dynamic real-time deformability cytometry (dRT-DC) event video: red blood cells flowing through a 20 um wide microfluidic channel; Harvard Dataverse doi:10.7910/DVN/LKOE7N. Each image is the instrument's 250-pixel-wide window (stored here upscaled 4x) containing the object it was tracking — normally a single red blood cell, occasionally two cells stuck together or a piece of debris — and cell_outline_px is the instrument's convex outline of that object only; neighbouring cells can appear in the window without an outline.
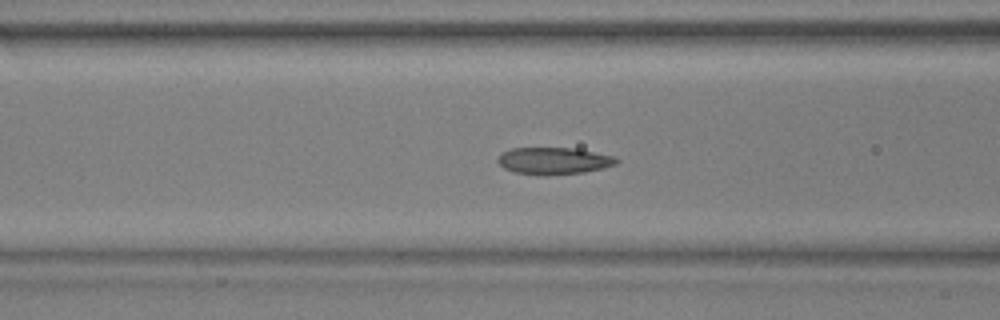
{"species": "common noctule bat (a hibernating species)", "species_latin": "Nyctalus noctula", "temperature_condition": "warm", "stored_images_in_passage": 39, "camera_frame_rate_fps": 3000, "um_per_image_px": 0.085, "animal": {"sex": "male", "body_mass_g": 17.9, "forearm_length_mm": 54.2}, "frame": {"image": 1, "passage_image": 20, "time_ms": 6.333, "image_size_px": [1000, 320], "cell_outline_px": [[620, 160], [616, 164], [604, 168], [584, 172], [548, 176], [544, 176], [516, 172], [504, 168], [496, 160], [500, 152], [512, 148], [576, 148], [612, 156]], "centroid_in_image_um": [47.05, 13.67], "position_along_channel_um": 119.6, "area_um2": 18.79}}
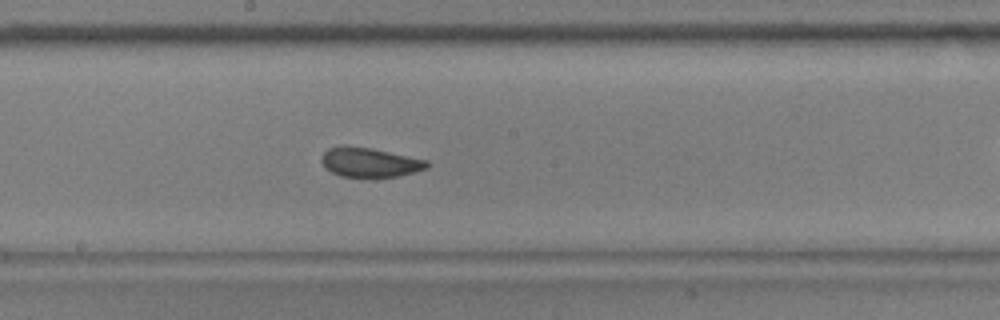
{"frame": {"image": 2, "passage_image": 28, "time_ms": 9.0, "image_size_px": [1000, 320], "cell_outline_px": [[428, 168], [396, 176], [340, 176], [324, 168], [320, 160], [320, 156], [328, 148], [372, 148], [428, 160]], "centroid_in_image_um": [31.42, 13.81], "position_along_channel_um": 216.8, "area_um2": 17.46}}
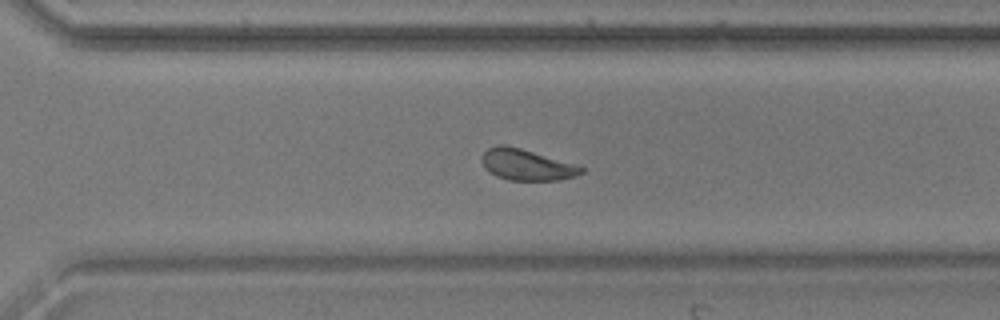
{"frame": {"image": 3, "passage_image": 37, "time_ms": 12.0, "image_size_px": [1000, 320], "cell_outline_px": [[584, 172], [576, 176], [556, 180], [508, 180], [496, 176], [488, 172], [484, 168], [480, 160], [480, 156], [488, 148], [496, 144], [504, 144], [520, 148], [580, 164], [584, 168]], "centroid_in_image_um": [44.76, 13.99], "position_along_channel_um": 325.8, "area_um2": 18.5}}